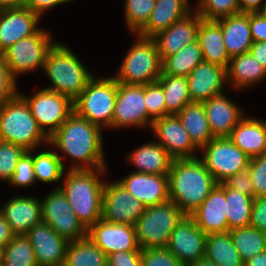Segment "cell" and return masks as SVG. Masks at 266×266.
<instances>
[{
  "label": "cell",
  "mask_w": 266,
  "mask_h": 266,
  "mask_svg": "<svg viewBox=\"0 0 266 266\" xmlns=\"http://www.w3.org/2000/svg\"><path fill=\"white\" fill-rule=\"evenodd\" d=\"M101 130L99 126L73 112L49 138V145L74 159L69 170L106 168Z\"/></svg>",
  "instance_id": "cell-1"
},
{
  "label": "cell",
  "mask_w": 266,
  "mask_h": 266,
  "mask_svg": "<svg viewBox=\"0 0 266 266\" xmlns=\"http://www.w3.org/2000/svg\"><path fill=\"white\" fill-rule=\"evenodd\" d=\"M168 178L170 201L188 216L202 204L218 184L198 157L174 159Z\"/></svg>",
  "instance_id": "cell-2"
},
{
  "label": "cell",
  "mask_w": 266,
  "mask_h": 266,
  "mask_svg": "<svg viewBox=\"0 0 266 266\" xmlns=\"http://www.w3.org/2000/svg\"><path fill=\"white\" fill-rule=\"evenodd\" d=\"M106 168L94 170H68L64 183L59 186L68 199L76 217L88 230L102 219L103 187L99 179Z\"/></svg>",
  "instance_id": "cell-3"
},
{
  "label": "cell",
  "mask_w": 266,
  "mask_h": 266,
  "mask_svg": "<svg viewBox=\"0 0 266 266\" xmlns=\"http://www.w3.org/2000/svg\"><path fill=\"white\" fill-rule=\"evenodd\" d=\"M43 71L52 86L45 89L57 92L74 101L94 77L68 46L57 42L49 51Z\"/></svg>",
  "instance_id": "cell-4"
},
{
  "label": "cell",
  "mask_w": 266,
  "mask_h": 266,
  "mask_svg": "<svg viewBox=\"0 0 266 266\" xmlns=\"http://www.w3.org/2000/svg\"><path fill=\"white\" fill-rule=\"evenodd\" d=\"M0 140L25 150L49 144V138L39 128L28 104L19 94L0 104Z\"/></svg>",
  "instance_id": "cell-5"
},
{
  "label": "cell",
  "mask_w": 266,
  "mask_h": 266,
  "mask_svg": "<svg viewBox=\"0 0 266 266\" xmlns=\"http://www.w3.org/2000/svg\"><path fill=\"white\" fill-rule=\"evenodd\" d=\"M186 214L172 201L146 207L136 221V240L139 248H166L171 232Z\"/></svg>",
  "instance_id": "cell-6"
},
{
  "label": "cell",
  "mask_w": 266,
  "mask_h": 266,
  "mask_svg": "<svg viewBox=\"0 0 266 266\" xmlns=\"http://www.w3.org/2000/svg\"><path fill=\"white\" fill-rule=\"evenodd\" d=\"M116 96L117 81L114 77L98 79L94 76L73 101L74 112L101 129H112Z\"/></svg>",
  "instance_id": "cell-7"
},
{
  "label": "cell",
  "mask_w": 266,
  "mask_h": 266,
  "mask_svg": "<svg viewBox=\"0 0 266 266\" xmlns=\"http://www.w3.org/2000/svg\"><path fill=\"white\" fill-rule=\"evenodd\" d=\"M138 39L125 55L117 75L118 83L127 85H146L158 80L162 73V60L152 38Z\"/></svg>",
  "instance_id": "cell-8"
},
{
  "label": "cell",
  "mask_w": 266,
  "mask_h": 266,
  "mask_svg": "<svg viewBox=\"0 0 266 266\" xmlns=\"http://www.w3.org/2000/svg\"><path fill=\"white\" fill-rule=\"evenodd\" d=\"M56 43L47 30L40 29L37 33L18 40L5 50L2 56L16 80L17 75L28 74L39 67L44 68L47 55Z\"/></svg>",
  "instance_id": "cell-9"
},
{
  "label": "cell",
  "mask_w": 266,
  "mask_h": 266,
  "mask_svg": "<svg viewBox=\"0 0 266 266\" xmlns=\"http://www.w3.org/2000/svg\"><path fill=\"white\" fill-rule=\"evenodd\" d=\"M18 94L26 101L39 128L48 138L74 112L73 101L69 97L45 88L40 89L33 96Z\"/></svg>",
  "instance_id": "cell-10"
},
{
  "label": "cell",
  "mask_w": 266,
  "mask_h": 266,
  "mask_svg": "<svg viewBox=\"0 0 266 266\" xmlns=\"http://www.w3.org/2000/svg\"><path fill=\"white\" fill-rule=\"evenodd\" d=\"M200 151H203V156L200 159L218 184L247 168L250 161V157L229 137L213 138Z\"/></svg>",
  "instance_id": "cell-11"
},
{
  "label": "cell",
  "mask_w": 266,
  "mask_h": 266,
  "mask_svg": "<svg viewBox=\"0 0 266 266\" xmlns=\"http://www.w3.org/2000/svg\"><path fill=\"white\" fill-rule=\"evenodd\" d=\"M42 221L68 242L87 237V229L76 217L68 199L57 186L41 200Z\"/></svg>",
  "instance_id": "cell-12"
},
{
  "label": "cell",
  "mask_w": 266,
  "mask_h": 266,
  "mask_svg": "<svg viewBox=\"0 0 266 266\" xmlns=\"http://www.w3.org/2000/svg\"><path fill=\"white\" fill-rule=\"evenodd\" d=\"M145 85H127L117 82L112 128L127 126L151 128L153 118L147 113Z\"/></svg>",
  "instance_id": "cell-13"
},
{
  "label": "cell",
  "mask_w": 266,
  "mask_h": 266,
  "mask_svg": "<svg viewBox=\"0 0 266 266\" xmlns=\"http://www.w3.org/2000/svg\"><path fill=\"white\" fill-rule=\"evenodd\" d=\"M146 206L129 193L118 181L103 187L102 219L110 223L135 226Z\"/></svg>",
  "instance_id": "cell-14"
},
{
  "label": "cell",
  "mask_w": 266,
  "mask_h": 266,
  "mask_svg": "<svg viewBox=\"0 0 266 266\" xmlns=\"http://www.w3.org/2000/svg\"><path fill=\"white\" fill-rule=\"evenodd\" d=\"M206 234L186 215L171 232L168 249L183 266H189L204 258Z\"/></svg>",
  "instance_id": "cell-15"
},
{
  "label": "cell",
  "mask_w": 266,
  "mask_h": 266,
  "mask_svg": "<svg viewBox=\"0 0 266 266\" xmlns=\"http://www.w3.org/2000/svg\"><path fill=\"white\" fill-rule=\"evenodd\" d=\"M151 129L157 143L174 159L197 158L194 150L199 148L192 142L177 115H167L153 120Z\"/></svg>",
  "instance_id": "cell-16"
},
{
  "label": "cell",
  "mask_w": 266,
  "mask_h": 266,
  "mask_svg": "<svg viewBox=\"0 0 266 266\" xmlns=\"http://www.w3.org/2000/svg\"><path fill=\"white\" fill-rule=\"evenodd\" d=\"M87 237L106 255L119 251H142L138 246L133 225L110 223L100 219L87 230Z\"/></svg>",
  "instance_id": "cell-17"
},
{
  "label": "cell",
  "mask_w": 266,
  "mask_h": 266,
  "mask_svg": "<svg viewBox=\"0 0 266 266\" xmlns=\"http://www.w3.org/2000/svg\"><path fill=\"white\" fill-rule=\"evenodd\" d=\"M41 17L25 6L0 9V54L18 40L37 33Z\"/></svg>",
  "instance_id": "cell-18"
},
{
  "label": "cell",
  "mask_w": 266,
  "mask_h": 266,
  "mask_svg": "<svg viewBox=\"0 0 266 266\" xmlns=\"http://www.w3.org/2000/svg\"><path fill=\"white\" fill-rule=\"evenodd\" d=\"M25 235L33 246L38 266H63L69 242L47 223L35 224Z\"/></svg>",
  "instance_id": "cell-19"
},
{
  "label": "cell",
  "mask_w": 266,
  "mask_h": 266,
  "mask_svg": "<svg viewBox=\"0 0 266 266\" xmlns=\"http://www.w3.org/2000/svg\"><path fill=\"white\" fill-rule=\"evenodd\" d=\"M192 103H203L223 94L227 81L226 68L203 60L186 77Z\"/></svg>",
  "instance_id": "cell-20"
},
{
  "label": "cell",
  "mask_w": 266,
  "mask_h": 266,
  "mask_svg": "<svg viewBox=\"0 0 266 266\" xmlns=\"http://www.w3.org/2000/svg\"><path fill=\"white\" fill-rule=\"evenodd\" d=\"M118 182L146 207L170 200L168 175L135 171Z\"/></svg>",
  "instance_id": "cell-21"
},
{
  "label": "cell",
  "mask_w": 266,
  "mask_h": 266,
  "mask_svg": "<svg viewBox=\"0 0 266 266\" xmlns=\"http://www.w3.org/2000/svg\"><path fill=\"white\" fill-rule=\"evenodd\" d=\"M203 18L196 12L189 13L183 19L173 23L168 29L157 33L155 41L160 58L175 54L184 46L197 40V32Z\"/></svg>",
  "instance_id": "cell-22"
},
{
  "label": "cell",
  "mask_w": 266,
  "mask_h": 266,
  "mask_svg": "<svg viewBox=\"0 0 266 266\" xmlns=\"http://www.w3.org/2000/svg\"><path fill=\"white\" fill-rule=\"evenodd\" d=\"M189 216L206 235L229 232L225 184H217L209 196Z\"/></svg>",
  "instance_id": "cell-23"
},
{
  "label": "cell",
  "mask_w": 266,
  "mask_h": 266,
  "mask_svg": "<svg viewBox=\"0 0 266 266\" xmlns=\"http://www.w3.org/2000/svg\"><path fill=\"white\" fill-rule=\"evenodd\" d=\"M214 138L229 137L232 130L244 117L242 109L220 94L202 103Z\"/></svg>",
  "instance_id": "cell-24"
},
{
  "label": "cell",
  "mask_w": 266,
  "mask_h": 266,
  "mask_svg": "<svg viewBox=\"0 0 266 266\" xmlns=\"http://www.w3.org/2000/svg\"><path fill=\"white\" fill-rule=\"evenodd\" d=\"M2 217L15 235L26 234L42 221L41 200L30 196H16L2 207Z\"/></svg>",
  "instance_id": "cell-25"
},
{
  "label": "cell",
  "mask_w": 266,
  "mask_h": 266,
  "mask_svg": "<svg viewBox=\"0 0 266 266\" xmlns=\"http://www.w3.org/2000/svg\"><path fill=\"white\" fill-rule=\"evenodd\" d=\"M192 11L189 0H157L148 22L136 35L152 38Z\"/></svg>",
  "instance_id": "cell-26"
},
{
  "label": "cell",
  "mask_w": 266,
  "mask_h": 266,
  "mask_svg": "<svg viewBox=\"0 0 266 266\" xmlns=\"http://www.w3.org/2000/svg\"><path fill=\"white\" fill-rule=\"evenodd\" d=\"M222 29L224 45L230 58L249 52L253 39L250 13H238L216 21Z\"/></svg>",
  "instance_id": "cell-27"
},
{
  "label": "cell",
  "mask_w": 266,
  "mask_h": 266,
  "mask_svg": "<svg viewBox=\"0 0 266 266\" xmlns=\"http://www.w3.org/2000/svg\"><path fill=\"white\" fill-rule=\"evenodd\" d=\"M229 139L250 158L266 153V120L243 117Z\"/></svg>",
  "instance_id": "cell-28"
},
{
  "label": "cell",
  "mask_w": 266,
  "mask_h": 266,
  "mask_svg": "<svg viewBox=\"0 0 266 266\" xmlns=\"http://www.w3.org/2000/svg\"><path fill=\"white\" fill-rule=\"evenodd\" d=\"M137 172L168 175L174 158L156 141L149 142L128 155Z\"/></svg>",
  "instance_id": "cell-29"
},
{
  "label": "cell",
  "mask_w": 266,
  "mask_h": 266,
  "mask_svg": "<svg viewBox=\"0 0 266 266\" xmlns=\"http://www.w3.org/2000/svg\"><path fill=\"white\" fill-rule=\"evenodd\" d=\"M197 40L205 61L228 68L231 58L224 45L221 26L216 21L203 19L198 28Z\"/></svg>",
  "instance_id": "cell-30"
},
{
  "label": "cell",
  "mask_w": 266,
  "mask_h": 266,
  "mask_svg": "<svg viewBox=\"0 0 266 266\" xmlns=\"http://www.w3.org/2000/svg\"><path fill=\"white\" fill-rule=\"evenodd\" d=\"M226 74L227 81L237 90L254 86L266 78V70L250 52L232 57Z\"/></svg>",
  "instance_id": "cell-31"
},
{
  "label": "cell",
  "mask_w": 266,
  "mask_h": 266,
  "mask_svg": "<svg viewBox=\"0 0 266 266\" xmlns=\"http://www.w3.org/2000/svg\"><path fill=\"white\" fill-rule=\"evenodd\" d=\"M177 116L199 150L214 138L202 103L186 105Z\"/></svg>",
  "instance_id": "cell-32"
},
{
  "label": "cell",
  "mask_w": 266,
  "mask_h": 266,
  "mask_svg": "<svg viewBox=\"0 0 266 266\" xmlns=\"http://www.w3.org/2000/svg\"><path fill=\"white\" fill-rule=\"evenodd\" d=\"M204 257L218 266H244L229 232L207 234Z\"/></svg>",
  "instance_id": "cell-33"
},
{
  "label": "cell",
  "mask_w": 266,
  "mask_h": 266,
  "mask_svg": "<svg viewBox=\"0 0 266 266\" xmlns=\"http://www.w3.org/2000/svg\"><path fill=\"white\" fill-rule=\"evenodd\" d=\"M63 266H107V255L85 237L68 243Z\"/></svg>",
  "instance_id": "cell-34"
},
{
  "label": "cell",
  "mask_w": 266,
  "mask_h": 266,
  "mask_svg": "<svg viewBox=\"0 0 266 266\" xmlns=\"http://www.w3.org/2000/svg\"><path fill=\"white\" fill-rule=\"evenodd\" d=\"M203 60L202 49L196 40L175 54L167 56L162 61V72L167 75L187 77Z\"/></svg>",
  "instance_id": "cell-35"
},
{
  "label": "cell",
  "mask_w": 266,
  "mask_h": 266,
  "mask_svg": "<svg viewBox=\"0 0 266 266\" xmlns=\"http://www.w3.org/2000/svg\"><path fill=\"white\" fill-rule=\"evenodd\" d=\"M157 81L165 96L167 115H177L186 105L192 103L185 76L167 75L162 72Z\"/></svg>",
  "instance_id": "cell-36"
},
{
  "label": "cell",
  "mask_w": 266,
  "mask_h": 266,
  "mask_svg": "<svg viewBox=\"0 0 266 266\" xmlns=\"http://www.w3.org/2000/svg\"><path fill=\"white\" fill-rule=\"evenodd\" d=\"M225 198L229 230L249 226L254 197L225 185Z\"/></svg>",
  "instance_id": "cell-37"
},
{
  "label": "cell",
  "mask_w": 266,
  "mask_h": 266,
  "mask_svg": "<svg viewBox=\"0 0 266 266\" xmlns=\"http://www.w3.org/2000/svg\"><path fill=\"white\" fill-rule=\"evenodd\" d=\"M229 234L244 263L253 256L266 251V233L250 225L231 229Z\"/></svg>",
  "instance_id": "cell-38"
},
{
  "label": "cell",
  "mask_w": 266,
  "mask_h": 266,
  "mask_svg": "<svg viewBox=\"0 0 266 266\" xmlns=\"http://www.w3.org/2000/svg\"><path fill=\"white\" fill-rule=\"evenodd\" d=\"M53 151L51 149H47L35 153L34 149L32 150L36 181L52 183L60 181L64 176L65 166L62 160L63 157L55 152V150Z\"/></svg>",
  "instance_id": "cell-39"
},
{
  "label": "cell",
  "mask_w": 266,
  "mask_h": 266,
  "mask_svg": "<svg viewBox=\"0 0 266 266\" xmlns=\"http://www.w3.org/2000/svg\"><path fill=\"white\" fill-rule=\"evenodd\" d=\"M2 266H38L33 246L25 234L14 235L2 249Z\"/></svg>",
  "instance_id": "cell-40"
},
{
  "label": "cell",
  "mask_w": 266,
  "mask_h": 266,
  "mask_svg": "<svg viewBox=\"0 0 266 266\" xmlns=\"http://www.w3.org/2000/svg\"><path fill=\"white\" fill-rule=\"evenodd\" d=\"M156 0H125V19L130 31L137 34L148 22Z\"/></svg>",
  "instance_id": "cell-41"
},
{
  "label": "cell",
  "mask_w": 266,
  "mask_h": 266,
  "mask_svg": "<svg viewBox=\"0 0 266 266\" xmlns=\"http://www.w3.org/2000/svg\"><path fill=\"white\" fill-rule=\"evenodd\" d=\"M194 10L208 21H217L241 13L238 0H199Z\"/></svg>",
  "instance_id": "cell-42"
},
{
  "label": "cell",
  "mask_w": 266,
  "mask_h": 266,
  "mask_svg": "<svg viewBox=\"0 0 266 266\" xmlns=\"http://www.w3.org/2000/svg\"><path fill=\"white\" fill-rule=\"evenodd\" d=\"M26 150L10 142L0 140V181L9 182L19 158Z\"/></svg>",
  "instance_id": "cell-43"
},
{
  "label": "cell",
  "mask_w": 266,
  "mask_h": 266,
  "mask_svg": "<svg viewBox=\"0 0 266 266\" xmlns=\"http://www.w3.org/2000/svg\"><path fill=\"white\" fill-rule=\"evenodd\" d=\"M36 181L33 166L32 150H26L17 162L12 178L9 180L12 186L29 187Z\"/></svg>",
  "instance_id": "cell-44"
},
{
  "label": "cell",
  "mask_w": 266,
  "mask_h": 266,
  "mask_svg": "<svg viewBox=\"0 0 266 266\" xmlns=\"http://www.w3.org/2000/svg\"><path fill=\"white\" fill-rule=\"evenodd\" d=\"M145 100L147 113L153 119L167 116L165 96L158 81L145 85Z\"/></svg>",
  "instance_id": "cell-45"
},
{
  "label": "cell",
  "mask_w": 266,
  "mask_h": 266,
  "mask_svg": "<svg viewBox=\"0 0 266 266\" xmlns=\"http://www.w3.org/2000/svg\"><path fill=\"white\" fill-rule=\"evenodd\" d=\"M248 167L254 187V198L266 196V153L250 158Z\"/></svg>",
  "instance_id": "cell-46"
},
{
  "label": "cell",
  "mask_w": 266,
  "mask_h": 266,
  "mask_svg": "<svg viewBox=\"0 0 266 266\" xmlns=\"http://www.w3.org/2000/svg\"><path fill=\"white\" fill-rule=\"evenodd\" d=\"M141 266H183L166 248H149L141 251Z\"/></svg>",
  "instance_id": "cell-47"
},
{
  "label": "cell",
  "mask_w": 266,
  "mask_h": 266,
  "mask_svg": "<svg viewBox=\"0 0 266 266\" xmlns=\"http://www.w3.org/2000/svg\"><path fill=\"white\" fill-rule=\"evenodd\" d=\"M16 85V80L4 62L2 54H0V104L19 93Z\"/></svg>",
  "instance_id": "cell-48"
},
{
  "label": "cell",
  "mask_w": 266,
  "mask_h": 266,
  "mask_svg": "<svg viewBox=\"0 0 266 266\" xmlns=\"http://www.w3.org/2000/svg\"><path fill=\"white\" fill-rule=\"evenodd\" d=\"M228 188L237 190L242 194L254 197V187L250 177L249 167L240 170L223 182Z\"/></svg>",
  "instance_id": "cell-49"
},
{
  "label": "cell",
  "mask_w": 266,
  "mask_h": 266,
  "mask_svg": "<svg viewBox=\"0 0 266 266\" xmlns=\"http://www.w3.org/2000/svg\"><path fill=\"white\" fill-rule=\"evenodd\" d=\"M107 266H141V251H119L107 255Z\"/></svg>",
  "instance_id": "cell-50"
},
{
  "label": "cell",
  "mask_w": 266,
  "mask_h": 266,
  "mask_svg": "<svg viewBox=\"0 0 266 266\" xmlns=\"http://www.w3.org/2000/svg\"><path fill=\"white\" fill-rule=\"evenodd\" d=\"M250 226L266 233V196L254 198Z\"/></svg>",
  "instance_id": "cell-51"
},
{
  "label": "cell",
  "mask_w": 266,
  "mask_h": 266,
  "mask_svg": "<svg viewBox=\"0 0 266 266\" xmlns=\"http://www.w3.org/2000/svg\"><path fill=\"white\" fill-rule=\"evenodd\" d=\"M250 31L253 42L266 41V16L263 12L250 13Z\"/></svg>",
  "instance_id": "cell-52"
},
{
  "label": "cell",
  "mask_w": 266,
  "mask_h": 266,
  "mask_svg": "<svg viewBox=\"0 0 266 266\" xmlns=\"http://www.w3.org/2000/svg\"><path fill=\"white\" fill-rule=\"evenodd\" d=\"M69 1L72 0H25V7L41 16L47 9Z\"/></svg>",
  "instance_id": "cell-53"
},
{
  "label": "cell",
  "mask_w": 266,
  "mask_h": 266,
  "mask_svg": "<svg viewBox=\"0 0 266 266\" xmlns=\"http://www.w3.org/2000/svg\"><path fill=\"white\" fill-rule=\"evenodd\" d=\"M238 5L241 13L262 12L266 7V0H238Z\"/></svg>",
  "instance_id": "cell-54"
},
{
  "label": "cell",
  "mask_w": 266,
  "mask_h": 266,
  "mask_svg": "<svg viewBox=\"0 0 266 266\" xmlns=\"http://www.w3.org/2000/svg\"><path fill=\"white\" fill-rule=\"evenodd\" d=\"M249 52L266 70V41L253 42Z\"/></svg>",
  "instance_id": "cell-55"
},
{
  "label": "cell",
  "mask_w": 266,
  "mask_h": 266,
  "mask_svg": "<svg viewBox=\"0 0 266 266\" xmlns=\"http://www.w3.org/2000/svg\"><path fill=\"white\" fill-rule=\"evenodd\" d=\"M10 224L0 216V248L3 249L14 237Z\"/></svg>",
  "instance_id": "cell-56"
},
{
  "label": "cell",
  "mask_w": 266,
  "mask_h": 266,
  "mask_svg": "<svg viewBox=\"0 0 266 266\" xmlns=\"http://www.w3.org/2000/svg\"><path fill=\"white\" fill-rule=\"evenodd\" d=\"M244 266H266V251L247 260Z\"/></svg>",
  "instance_id": "cell-57"
},
{
  "label": "cell",
  "mask_w": 266,
  "mask_h": 266,
  "mask_svg": "<svg viewBox=\"0 0 266 266\" xmlns=\"http://www.w3.org/2000/svg\"><path fill=\"white\" fill-rule=\"evenodd\" d=\"M25 0H0V9L24 7Z\"/></svg>",
  "instance_id": "cell-58"
},
{
  "label": "cell",
  "mask_w": 266,
  "mask_h": 266,
  "mask_svg": "<svg viewBox=\"0 0 266 266\" xmlns=\"http://www.w3.org/2000/svg\"><path fill=\"white\" fill-rule=\"evenodd\" d=\"M189 266H218L216 263L207 260L205 257L199 260L198 262L191 264Z\"/></svg>",
  "instance_id": "cell-59"
},
{
  "label": "cell",
  "mask_w": 266,
  "mask_h": 266,
  "mask_svg": "<svg viewBox=\"0 0 266 266\" xmlns=\"http://www.w3.org/2000/svg\"><path fill=\"white\" fill-rule=\"evenodd\" d=\"M1 257H2V249L0 248V264H1Z\"/></svg>",
  "instance_id": "cell-60"
},
{
  "label": "cell",
  "mask_w": 266,
  "mask_h": 266,
  "mask_svg": "<svg viewBox=\"0 0 266 266\" xmlns=\"http://www.w3.org/2000/svg\"><path fill=\"white\" fill-rule=\"evenodd\" d=\"M264 14H265V16H266V7L264 8V10L262 11Z\"/></svg>",
  "instance_id": "cell-61"
}]
</instances>
